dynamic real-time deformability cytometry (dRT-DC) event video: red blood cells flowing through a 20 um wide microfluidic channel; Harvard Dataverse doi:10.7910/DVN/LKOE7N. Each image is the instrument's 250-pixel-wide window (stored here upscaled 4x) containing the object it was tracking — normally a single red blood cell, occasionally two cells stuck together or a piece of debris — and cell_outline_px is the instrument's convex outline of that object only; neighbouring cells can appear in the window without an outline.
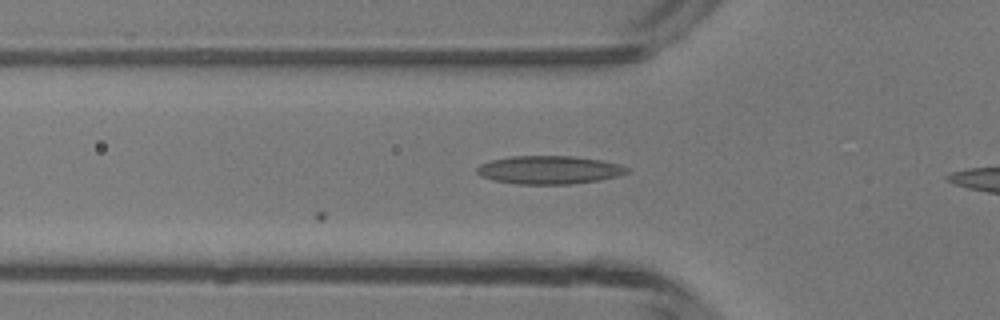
{"species": "common noctule bat (a hibernating species)", "species_latin": "Nyctalus noctula", "temperature_condition": "room temperature", "stored_images_in_passage": 26, "camera_frame_rate_fps": 3000, "um_per_image_px": 0.085, "animal": {"sex": "male", "body_mass_g": 13.3}, "frame": {"image": 1, "passage_image": 2, "time_ms": 0.333, "image_size_px": [1000, 320], "cell_outline_px": [[628, 172], [616, 176], [600, 180], [572, 184], [516, 184], [492, 180], [480, 176], [476, 172], [476, 168], [480, 164], [492, 160], [512, 156], [572, 156], [600, 160], [620, 164], [628, 168]], "centroid_in_image_um": [46.65, 14.45], "position_along_channel_um": 79.2, "area_um2": 24.68}}
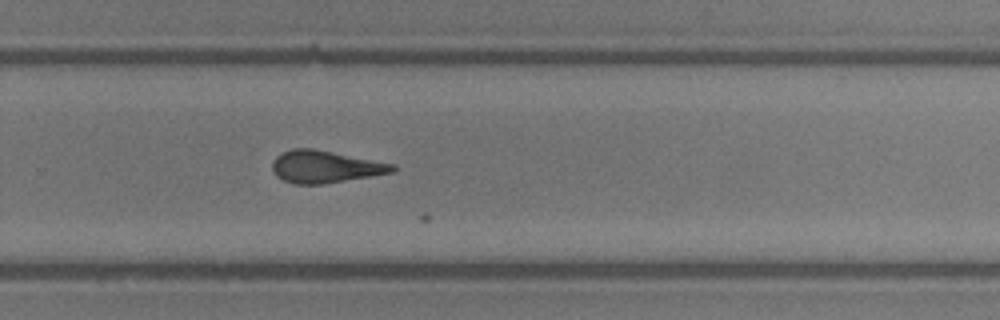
{"frame": {"image": 2, "passage_image": 18, "time_ms": 5.667, "image_size_px": [1000, 320], "cell_outline_px": [[396, 168], [392, 172], [324, 184], [292, 184], [276, 176], [272, 168], [272, 164], [276, 156], [280, 152], [292, 148], [312, 148], [396, 164]], "centroid_in_image_um": [27.6, 14.16], "position_along_channel_um": 302.2, "area_um2": 22.54}}